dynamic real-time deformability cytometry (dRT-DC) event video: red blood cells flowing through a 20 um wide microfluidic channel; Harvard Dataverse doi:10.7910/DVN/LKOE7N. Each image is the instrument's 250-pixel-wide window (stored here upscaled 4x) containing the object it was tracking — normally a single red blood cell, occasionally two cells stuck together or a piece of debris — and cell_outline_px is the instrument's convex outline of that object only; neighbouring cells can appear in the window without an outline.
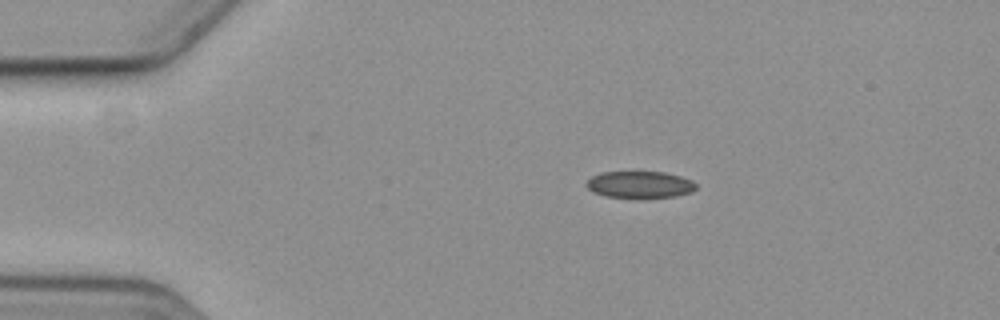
{"species": "common noctule bat (a hibernating species)", "species_latin": "Nyctalus noctula", "temperature_condition": "cold", "stored_images_in_passage": 2, "camera_frame_rate_fps": 3000, "um_per_image_px": 0.085, "animal": {"sex": "female", "body_mass_g": 19.3, "forearm_length_mm": 54.1}, "frame": {"image": 1, "passage_image": 1, "time_ms": 0.0, "image_size_px": [1000, 320], "cell_outline_px": [[696, 188], [692, 192], [676, 196], [604, 196], [592, 192], [584, 184], [592, 176], [600, 172], [664, 172], [680, 176], [692, 180], [696, 184]], "centroid_in_image_um": [54.37, 15.66], "position_along_channel_um": 30.6, "area_um2": 16.76}}